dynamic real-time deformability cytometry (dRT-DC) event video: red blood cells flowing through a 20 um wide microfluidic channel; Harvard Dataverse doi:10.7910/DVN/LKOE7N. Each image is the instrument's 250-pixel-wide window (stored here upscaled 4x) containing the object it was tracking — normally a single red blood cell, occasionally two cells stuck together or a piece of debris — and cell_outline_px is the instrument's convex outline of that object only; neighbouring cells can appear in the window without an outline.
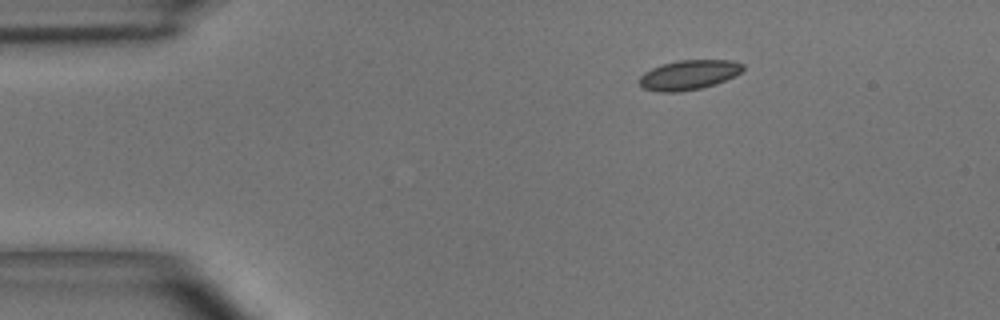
{"species": "common noctule bat (a hibernating species)", "species_latin": "Nyctalus noctula", "temperature_condition": "room temperature", "stored_images_in_passage": 7, "camera_frame_rate_fps": 3000, "um_per_image_px": 0.085, "animal": {"sex": "male", "body_mass_g": 15.6}, "frame": {"image": 1, "passage_image": 1, "time_ms": 0.0, "image_size_px": [1000, 320], "cell_outline_px": [[744, 68], [740, 72], [716, 84], [700, 88], [680, 92], [660, 92], [644, 88], [640, 84], [640, 76], [644, 72], [652, 68], [676, 60], [732, 60], [744, 64]], "centroid_in_image_um": [58.55, 6.36], "position_along_channel_um": 26.5, "area_um2": 17.74}}